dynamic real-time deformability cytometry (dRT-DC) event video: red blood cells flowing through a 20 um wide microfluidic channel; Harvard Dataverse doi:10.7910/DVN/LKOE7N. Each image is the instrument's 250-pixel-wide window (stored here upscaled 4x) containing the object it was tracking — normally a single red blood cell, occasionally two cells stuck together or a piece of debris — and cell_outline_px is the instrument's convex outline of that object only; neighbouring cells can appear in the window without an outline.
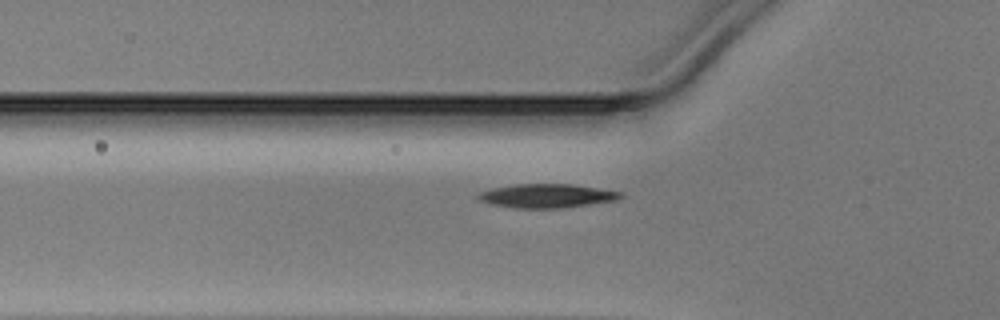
{"species": "Egyptian fruit bat (a non-hibernating species)", "species_latin": "Rousettus aegyptiacus", "temperature_condition": "warm", "stored_images_in_passage": 38, "segment_of_instrument_passage": [1, 2], "camera_frame_rate_fps": 3000, "um_per_image_px": 0.085, "animal": {"sex": "male"}, "frame": {"image": 1, "passage_image": 4, "time_ms": 1.0, "image_size_px": [1000, 320], "cell_outline_px": [[624, 196], [616, 200], [564, 208], [512, 208], [488, 204], [480, 200], [476, 196], [480, 192], [492, 188], [516, 184], [572, 184], [624, 192]], "centroid_in_image_um": [46.48, 16.65], "position_along_channel_um": 79.3, "area_um2": 19.94}}
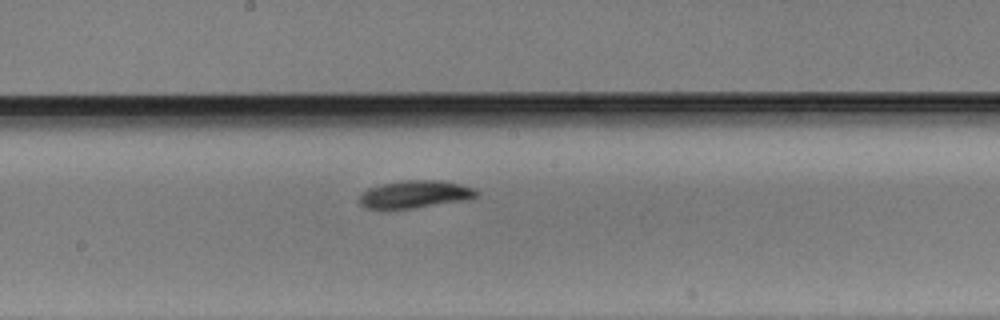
{"frame": {"image": 2, "passage_image": 14, "time_ms": 4.333, "image_size_px": [1000, 320], "cell_outline_px": [[480, 192], [476, 196], [468, 200], [412, 208], [364, 208], [360, 204], [360, 192], [368, 188], [380, 184], [400, 180], [444, 180], [476, 188]], "centroid_in_image_um": [35.3, 16.49], "position_along_channel_um": 212.9, "area_um2": 19.02}}
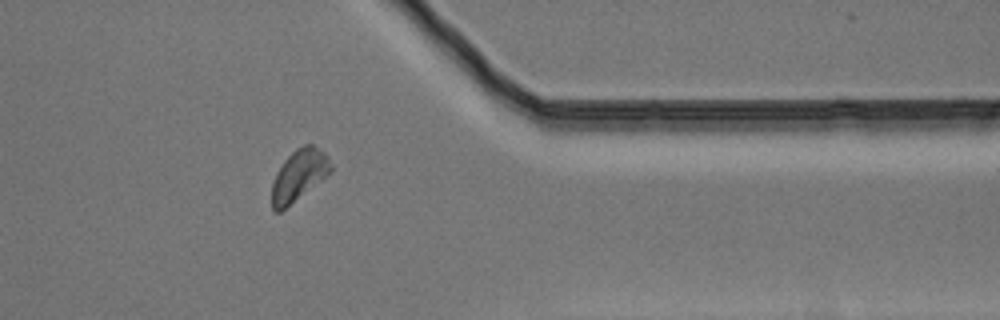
{"frame": {"image": 3, "passage_image": 28, "time_ms": 9.0, "image_size_px": [1000, 320], "cell_outline_px": [[332, 172], [280, 212], [272, 212], [272, 184], [276, 172], [284, 160], [296, 148], [304, 144], [312, 144], [324, 152], [328, 156], [332, 164]], "centroid_in_image_um": [25.41, 14.89], "position_along_channel_um": 386.0, "area_um2": 17.63}}